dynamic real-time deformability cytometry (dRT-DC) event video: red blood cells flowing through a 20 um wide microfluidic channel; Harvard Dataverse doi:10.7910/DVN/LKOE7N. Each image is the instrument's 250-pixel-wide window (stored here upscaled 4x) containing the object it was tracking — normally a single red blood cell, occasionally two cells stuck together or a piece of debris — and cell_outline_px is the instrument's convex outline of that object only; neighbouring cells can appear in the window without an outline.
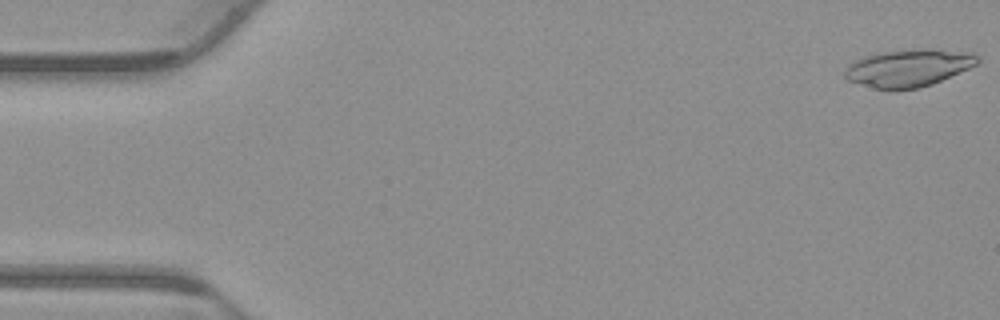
{"species": "common noctule bat (a hibernating species)", "species_latin": "Nyctalus noctula", "temperature_condition": "warm", "stored_images_in_passage": 53, "camera_frame_rate_fps": 3000, "um_per_image_px": 0.085, "animal": {"sex": "male", "body_mass_g": 23.1, "forearm_length_mm": 52.7}, "frame": {"image": 1, "passage_image": 1, "time_ms": 0.0, "image_size_px": [1000, 320], "cell_outline_px": [[980, 60], [976, 64], [968, 68], [932, 84], [920, 88], [896, 92], [892, 92], [876, 88], [848, 80], [844, 76], [844, 72], [848, 64], [864, 56], [880, 52], [924, 48], [928, 48], [972, 52], [980, 56]], "centroid_in_image_um": [77.22, 5.79], "position_along_channel_um": 7.8, "area_um2": 29.3}}